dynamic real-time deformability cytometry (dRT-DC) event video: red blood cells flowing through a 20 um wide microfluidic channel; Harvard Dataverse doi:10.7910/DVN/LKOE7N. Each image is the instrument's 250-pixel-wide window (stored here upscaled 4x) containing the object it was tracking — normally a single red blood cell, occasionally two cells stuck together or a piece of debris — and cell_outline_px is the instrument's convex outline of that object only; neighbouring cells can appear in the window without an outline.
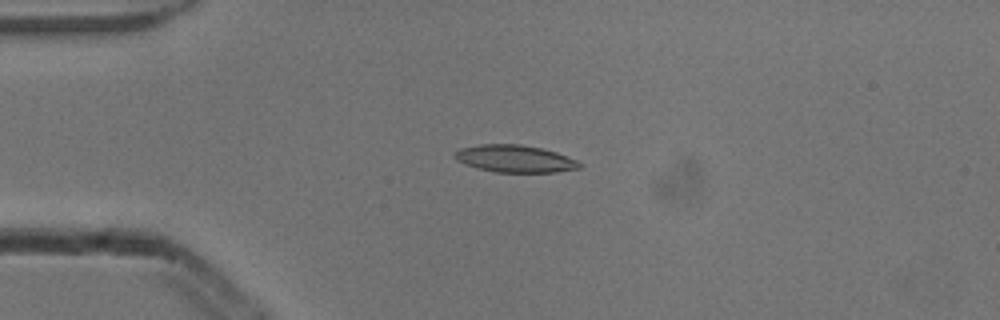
{"species": "common noctule bat (a hibernating species)", "species_latin": "Nyctalus noctula", "temperature_condition": "cold", "stored_images_in_passage": 4, "camera_frame_rate_fps": 3000, "um_per_image_px": 0.085, "animal": {"sex": "male", "body_mass_g": 13.3}, "frame": {"image": 1, "passage_image": 3, "time_ms": 0.667, "image_size_px": [1000, 320], "cell_outline_px": [[584, 164], [580, 168], [556, 172], [496, 172], [464, 164], [456, 160], [452, 156], [452, 152], [460, 148], [480, 144], [520, 144], [540, 148], [556, 152], [576, 160]], "centroid_in_image_um": [43.73, 13.48], "position_along_channel_um": 41.3, "area_um2": 19.88}}